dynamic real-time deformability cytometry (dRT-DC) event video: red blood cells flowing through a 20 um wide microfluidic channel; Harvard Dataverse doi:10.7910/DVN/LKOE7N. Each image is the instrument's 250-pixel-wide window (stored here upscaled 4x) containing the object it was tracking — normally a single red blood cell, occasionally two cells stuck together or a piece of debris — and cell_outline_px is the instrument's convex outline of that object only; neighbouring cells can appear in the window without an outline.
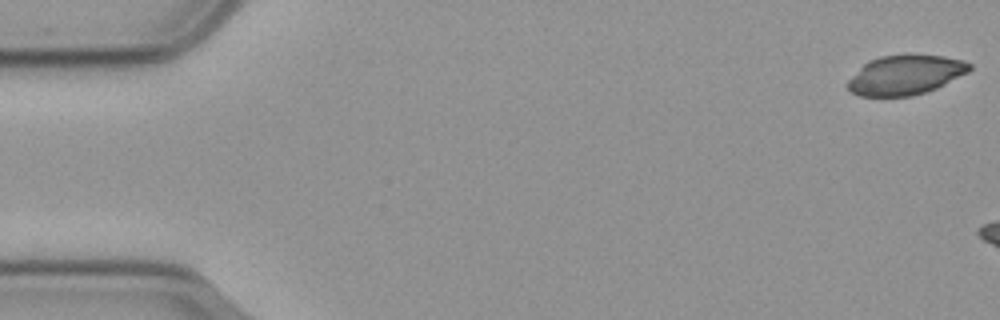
{"species": "common noctule bat (a hibernating species)", "species_latin": "Nyctalus noctula", "temperature_condition": "cold", "stored_images_in_passage": 7, "camera_frame_rate_fps": 3000, "um_per_image_px": 0.085, "animal": {"sex": "male", "body_mass_g": 23.1, "forearm_length_mm": 52.7}, "frame": {"image": 1, "passage_image": 1, "time_ms": 0.0, "image_size_px": [1000, 320], "cell_outline_px": [[972, 68], [968, 72], [936, 88], [912, 96], [860, 96], [852, 92], [848, 88], [848, 80], [868, 60], [880, 56], [904, 52], [944, 56], [964, 60], [972, 64]], "centroid_in_image_um": [76.98, 6.32], "position_along_channel_um": 8.0, "area_um2": 28.5}}